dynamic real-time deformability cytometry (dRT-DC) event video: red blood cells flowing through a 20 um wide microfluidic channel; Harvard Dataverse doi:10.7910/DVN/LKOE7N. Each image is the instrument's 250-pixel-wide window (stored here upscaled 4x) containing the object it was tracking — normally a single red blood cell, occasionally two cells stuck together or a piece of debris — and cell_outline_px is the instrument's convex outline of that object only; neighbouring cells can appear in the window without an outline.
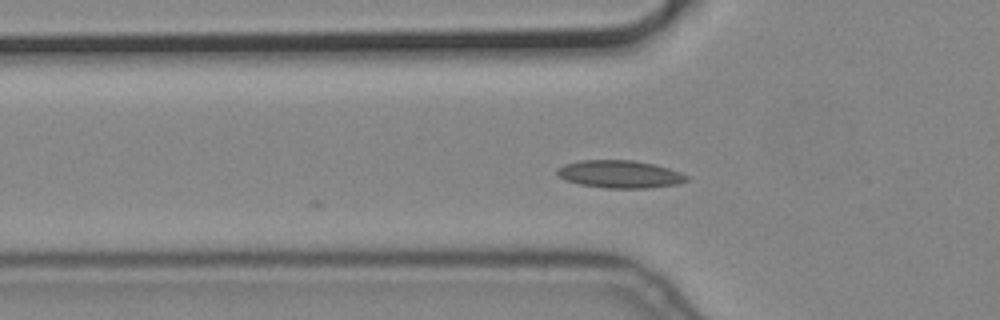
{"species": "common noctule bat (a hibernating species)", "species_latin": "Nyctalus noctula", "temperature_condition": "cold", "stored_images_in_passage": 5, "camera_frame_rate_fps": 3000, "um_per_image_px": 0.085, "animal": {"sex": "male", "body_mass_g": 19.2, "forearm_length_mm": 51.8}, "frame": {"image": 1, "passage_image": 5, "time_ms": 1.333, "image_size_px": [1000, 320], "cell_outline_px": [[688, 180], [680, 184], [648, 188], [604, 188], [580, 184], [564, 180], [556, 172], [556, 168], [564, 164], [580, 160], [632, 160], [652, 164], [668, 168], [680, 172], [688, 176]], "centroid_in_image_um": [52.67, 14.81], "position_along_channel_um": 73.1, "area_um2": 20.92}}